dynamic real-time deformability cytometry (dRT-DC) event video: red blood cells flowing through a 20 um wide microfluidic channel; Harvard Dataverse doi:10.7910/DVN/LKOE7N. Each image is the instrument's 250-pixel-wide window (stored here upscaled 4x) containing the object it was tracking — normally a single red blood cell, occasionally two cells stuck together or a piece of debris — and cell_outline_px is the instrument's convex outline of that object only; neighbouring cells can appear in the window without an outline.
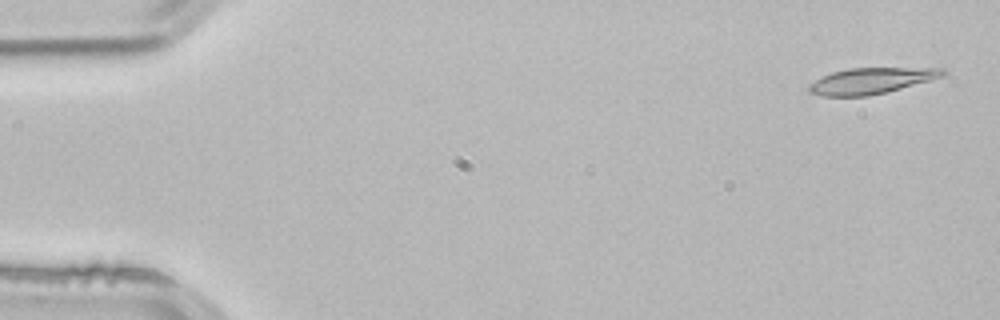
{"species": "common noctule bat (a hibernating species)", "species_latin": "Nyctalus noctula", "temperature_condition": "room temperature", "stored_images_in_passage": 3, "camera_frame_rate_fps": 3000, "um_per_image_px": 0.085, "animal": {"sex": "male", "body_mass_g": 21.5, "forearm_length_mm": 52.0}, "frame": {"image": 1, "passage_image": 1, "time_ms": 0.0, "image_size_px": [1000, 320], "cell_outline_px": [[948, 72], [944, 76], [888, 92], [868, 96], [820, 96], [808, 92], [808, 84], [832, 72], [848, 68], [944, 68]], "centroid_in_image_um": [74.06, 6.87], "position_along_channel_um": 10.9, "area_um2": 20.35}}
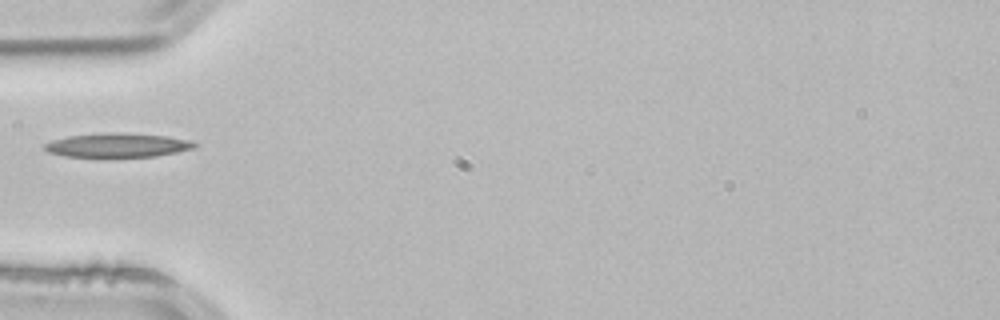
{"frame": {"image": 2, "passage_image": 3, "time_ms": 0.667, "image_size_px": [1000, 320], "cell_outline_px": [[200, 144], [192, 148], [176, 152], [156, 156], [64, 156], [48, 152], [44, 148], [44, 144], [52, 140], [68, 136], [108, 132], [116, 132], [164, 136], [192, 140]], "centroid_in_image_um": [9.99, 12.33], "position_along_channel_um": 75.0, "area_um2": 20.75}}